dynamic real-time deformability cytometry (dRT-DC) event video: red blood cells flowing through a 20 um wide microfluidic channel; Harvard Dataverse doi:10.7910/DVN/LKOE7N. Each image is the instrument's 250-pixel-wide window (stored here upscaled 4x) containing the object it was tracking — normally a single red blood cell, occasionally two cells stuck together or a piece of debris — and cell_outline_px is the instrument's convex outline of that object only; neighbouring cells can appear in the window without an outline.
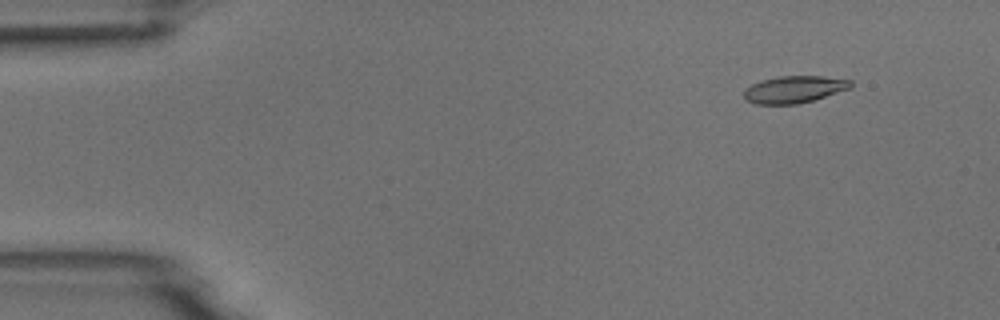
{"species": "common noctule bat (a hibernating species)", "species_latin": "Nyctalus noctula", "temperature_condition": "room temperature", "stored_images_in_passage": 5, "segment_of_instrument_passage": [2, 2], "camera_frame_rate_fps": 3000, "um_per_image_px": 0.085, "animal": {"sex": "male", "body_mass_g": 18.8}, "frame": {"image": 1, "passage_image": 5, "time_ms": 5.667, "image_size_px": [1000, 320], "cell_outline_px": [[852, 88], [812, 100], [796, 104], [756, 104], [744, 100], [744, 88], [760, 80], [780, 76], [824, 76], [852, 80]], "centroid_in_image_um": [67.49, 7.59], "position_along_channel_um": 17.5, "area_um2": 16.94}}